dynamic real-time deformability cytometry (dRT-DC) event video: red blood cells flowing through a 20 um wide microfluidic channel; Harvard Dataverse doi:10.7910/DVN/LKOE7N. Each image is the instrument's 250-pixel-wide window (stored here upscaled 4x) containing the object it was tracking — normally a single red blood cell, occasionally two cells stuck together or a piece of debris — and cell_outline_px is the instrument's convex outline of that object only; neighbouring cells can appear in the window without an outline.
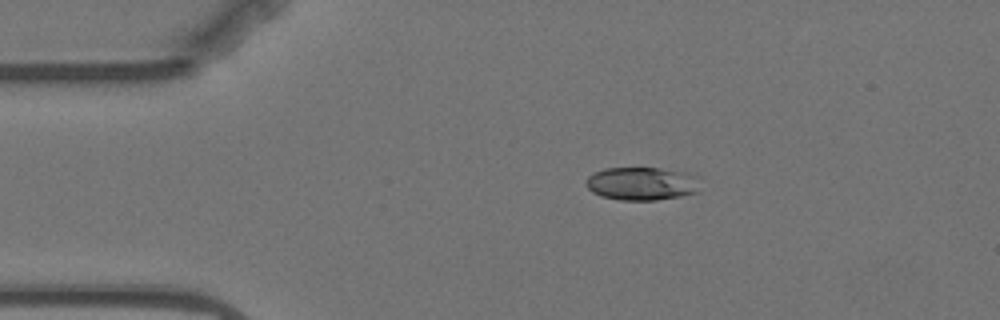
{"species": "Egyptian fruit bat (a non-hibernating species)", "species_latin": "Rousettus aegyptiacus", "temperature_condition": "warm", "stored_images_in_passage": 9, "camera_frame_rate_fps": 3000, "um_per_image_px": 0.085, "animal": {"sex": "female"}, "frame": {"image": 1, "passage_image": 2, "time_ms": 2.0, "image_size_px": [1000, 320], "cell_outline_px": [[704, 176], [700, 192], [680, 196], [656, 200], [620, 200], [600, 196], [592, 192], [588, 188], [584, 180], [592, 172], [604, 168], [660, 168], [688, 172]], "centroid_in_image_um": [54.65, 15.59], "position_along_channel_um": 30.3, "area_um2": 22.95}}
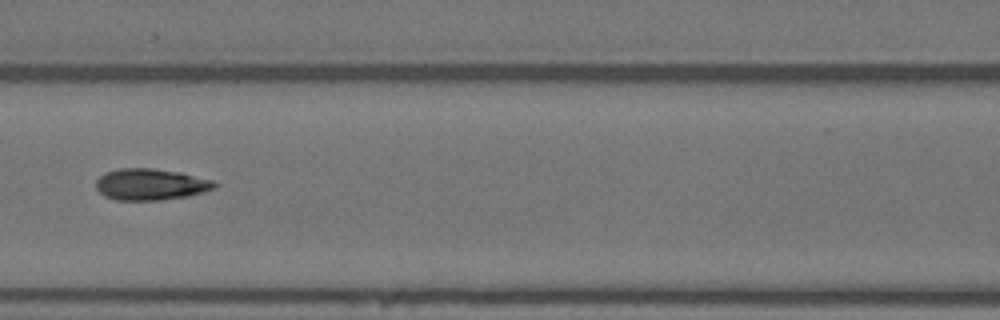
{"frame": {"image": 2, "passage_image": 6, "time_ms": 6.667, "image_size_px": [1000, 320], "cell_outline_px": [[220, 184], [216, 188], [188, 196], [160, 200], [116, 200], [104, 196], [96, 188], [96, 180], [100, 176], [108, 172], [120, 168], [152, 168], [180, 172], [212, 180]], "centroid_in_image_um": [12.82, 15.67], "position_along_channel_um": 153.8, "area_um2": 21.73}}
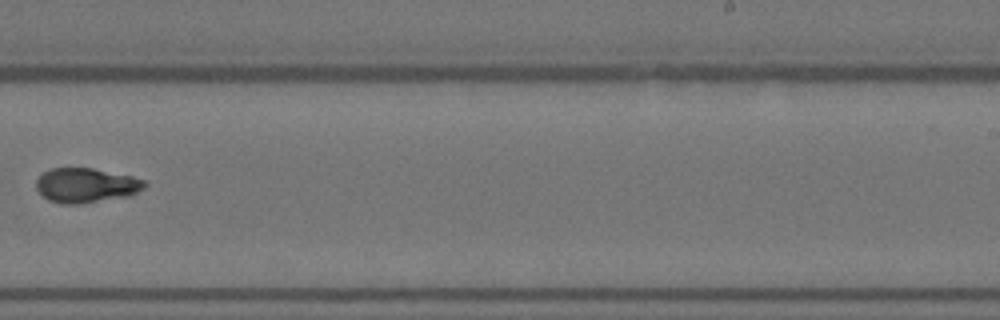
{"frame": {"image": 3, "passage_image": 9, "time_ms": 10.333, "image_size_px": [1000, 320], "cell_outline_px": [[148, 184], [144, 188], [128, 196], [80, 204], [60, 204], [48, 200], [36, 188], [36, 180], [44, 172], [52, 168], [92, 168], [132, 176], [144, 180]], "centroid_in_image_um": [7.31, 15.75], "position_along_channel_um": 281.7, "area_um2": 21.79}}